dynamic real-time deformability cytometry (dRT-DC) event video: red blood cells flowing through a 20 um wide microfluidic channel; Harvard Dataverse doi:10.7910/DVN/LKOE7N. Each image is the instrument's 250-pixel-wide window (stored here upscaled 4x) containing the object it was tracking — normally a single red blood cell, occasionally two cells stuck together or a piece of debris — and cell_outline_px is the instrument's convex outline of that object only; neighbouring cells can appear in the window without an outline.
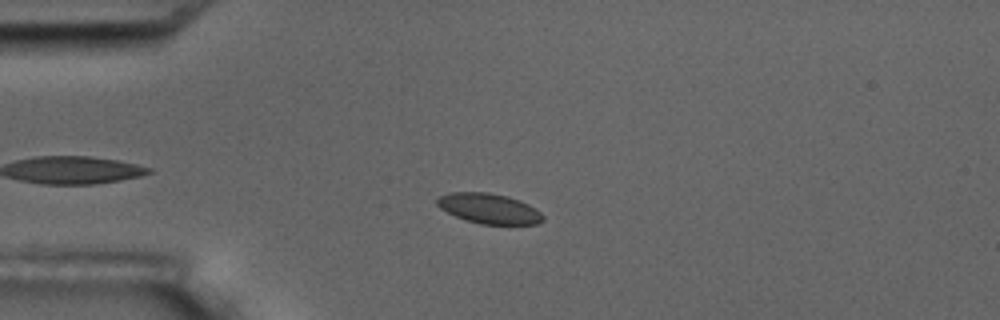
{"species": "common noctule bat (a hibernating species)", "species_latin": "Nyctalus noctula", "temperature_condition": "room temperature", "stored_images_in_passage": 6, "camera_frame_rate_fps": 3000, "um_per_image_px": 0.085, "animal": {"sex": "male", "body_mass_g": 17.5, "forearm_length_mm": 52.3}, "frame": {"image": 1, "passage_image": 4, "time_ms": 3.333, "image_size_px": [1000, 320], "cell_outline_px": [[544, 220], [536, 224], [480, 224], [456, 216], [440, 208], [436, 204], [436, 200], [440, 196], [452, 192], [488, 192], [508, 196], [520, 200], [536, 208], [544, 216]], "centroid_in_image_um": [41.59, 17.72], "position_along_channel_um": 43.4, "area_um2": 18.55}}